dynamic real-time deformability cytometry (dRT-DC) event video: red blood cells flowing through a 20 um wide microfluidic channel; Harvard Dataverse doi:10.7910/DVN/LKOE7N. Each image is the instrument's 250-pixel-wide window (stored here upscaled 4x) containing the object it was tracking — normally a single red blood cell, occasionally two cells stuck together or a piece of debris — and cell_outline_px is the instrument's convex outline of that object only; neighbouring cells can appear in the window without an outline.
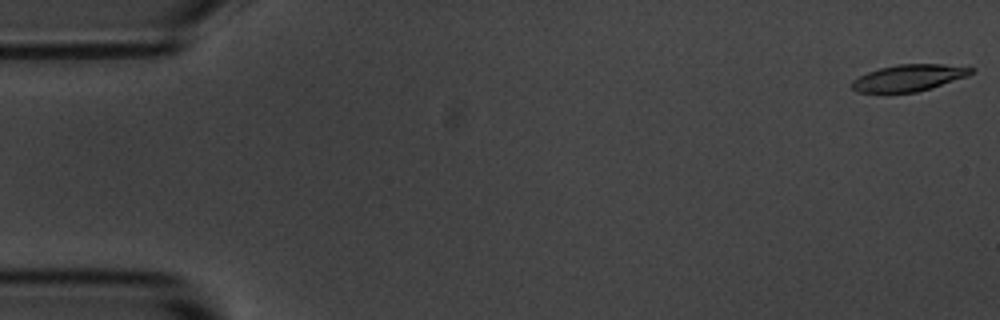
{"species": "common noctule bat (a hibernating species)", "species_latin": "Nyctalus noctula", "temperature_condition": "room temperature", "stored_images_in_passage": 12, "camera_frame_rate_fps": 3000, "um_per_image_px": 0.085, "animal": {"sex": "male", "body_mass_g": 20.1, "forearm_length_mm": 53.5}, "frame": {"image": 1, "passage_image": 1, "time_ms": 0.0, "image_size_px": [1000, 320], "cell_outline_px": [[976, 68], [968, 76], [932, 88], [916, 92], [860, 92], [852, 88], [852, 80], [868, 72], [880, 68], [896, 64], [944, 64]], "centroid_in_image_um": [77.29, 6.6], "position_along_channel_um": 7.7, "area_um2": 18.38}}